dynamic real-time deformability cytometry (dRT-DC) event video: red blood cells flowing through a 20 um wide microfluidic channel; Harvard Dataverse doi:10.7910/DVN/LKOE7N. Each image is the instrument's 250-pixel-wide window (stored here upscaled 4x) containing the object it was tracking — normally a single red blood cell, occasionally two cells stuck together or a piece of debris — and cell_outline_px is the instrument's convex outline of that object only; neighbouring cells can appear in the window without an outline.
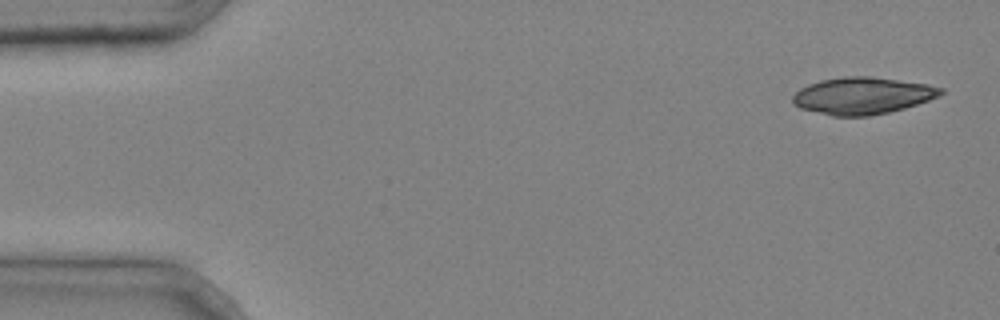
{"species": "common noctule bat (a hibernating species)", "species_latin": "Nyctalus noctula", "temperature_condition": "cold", "stored_images_in_passage": 5, "segment_of_instrument_passage": [1, 2], "camera_frame_rate_fps": 3000, "um_per_image_px": 0.085, "animal": {"sex": "male", "body_mass_g": 20.4}, "frame": {"image": 1, "passage_image": 1, "time_ms": 0.0, "image_size_px": [1000, 320], "cell_outline_px": [[944, 92], [940, 96], [904, 108], [888, 112], [868, 116], [832, 116], [800, 108], [792, 104], [792, 96], [800, 88], [808, 84], [820, 80], [844, 76], [872, 76], [928, 84], [944, 88]], "centroid_in_image_um": [73.3, 8.13], "position_along_channel_um": 11.7, "area_um2": 32.02}}